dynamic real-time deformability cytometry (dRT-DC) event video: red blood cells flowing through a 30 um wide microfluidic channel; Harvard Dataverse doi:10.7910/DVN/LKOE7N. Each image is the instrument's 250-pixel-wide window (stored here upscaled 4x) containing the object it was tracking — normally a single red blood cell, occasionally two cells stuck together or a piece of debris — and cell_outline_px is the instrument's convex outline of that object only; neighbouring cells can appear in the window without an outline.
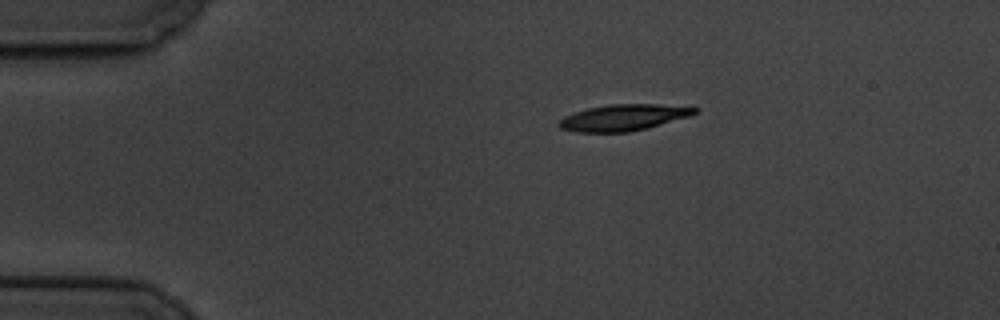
{"species": "common noctule bat (a hibernating species)", "species_latin": "Nyctalus noctula", "temperature_condition": "cold", "stored_images_in_passage": 4, "camera_frame_rate_fps": 3000, "um_per_image_px": 0.085, "animal": {"sex": "male", "body_mass_g": 19.5, "forearm_length_mm": 54.6}, "frame": {"image": 1, "passage_image": 1, "time_ms": 0.0, "image_size_px": [1000, 320], "cell_outline_px": [[700, 108], [692, 116], [648, 128], [628, 132], [576, 132], [560, 128], [556, 124], [564, 116], [588, 108], [608, 104], [656, 104]], "centroid_in_image_um": [53.0, 9.99], "position_along_channel_um": 32.0, "area_um2": 20.87}}
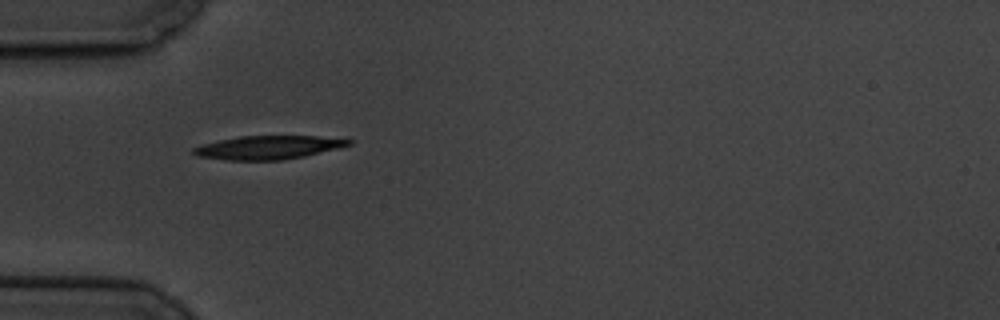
{"frame": {"image": 2, "passage_image": 3, "time_ms": 2.333, "image_size_px": [1000, 320], "cell_outline_px": [[352, 144], [340, 148], [304, 156], [280, 160], [228, 160], [196, 156], [192, 152], [192, 148], [204, 144], [220, 140], [240, 136], [316, 136], [352, 140]], "centroid_in_image_um": [22.8, 12.53], "position_along_channel_um": 62.2, "area_um2": 21.1}}
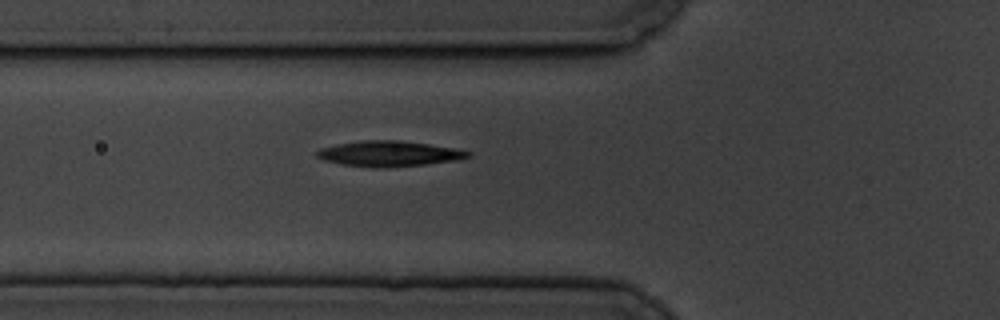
{"frame": {"image": 3, "passage_image": 4, "time_ms": 3.333, "image_size_px": [1000, 320], "cell_outline_px": [[472, 156], [456, 160], [424, 164], [388, 168], [376, 168], [344, 164], [324, 160], [316, 156], [316, 152], [320, 148], [336, 144], [360, 140], [400, 140], [456, 148], [472, 152]], "centroid_in_image_um": [33.08, 13.05], "position_along_channel_um": 92.7, "area_um2": 22.48}}